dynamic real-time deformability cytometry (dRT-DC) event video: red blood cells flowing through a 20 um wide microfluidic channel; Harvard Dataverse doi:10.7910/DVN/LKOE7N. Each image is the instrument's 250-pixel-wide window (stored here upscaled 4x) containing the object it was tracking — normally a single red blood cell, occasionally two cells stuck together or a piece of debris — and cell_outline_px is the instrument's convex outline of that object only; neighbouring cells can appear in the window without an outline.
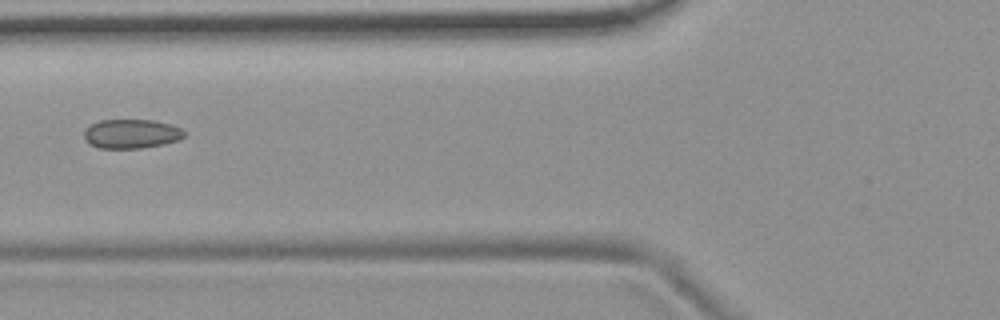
{"species": "common noctule bat (a hibernating species)", "species_latin": "Nyctalus noctula", "temperature_condition": "room temperature", "stored_images_in_passage": 7, "camera_frame_rate_fps": 3000, "um_per_image_px": 0.085, "animal": {"sex": "female", "body_mass_g": 19.9}, "frame": {"image": 1, "passage_image": 7, "time_ms": 6.667, "image_size_px": [1000, 320], "cell_outline_px": [[184, 136], [180, 140], [164, 144], [140, 148], [100, 148], [88, 144], [84, 140], [84, 132], [92, 124], [100, 120], [152, 120], [168, 124], [180, 128], [184, 132]], "centroid_in_image_um": [11.15, 11.38], "position_along_channel_um": 114.7, "area_um2": 16.94}}